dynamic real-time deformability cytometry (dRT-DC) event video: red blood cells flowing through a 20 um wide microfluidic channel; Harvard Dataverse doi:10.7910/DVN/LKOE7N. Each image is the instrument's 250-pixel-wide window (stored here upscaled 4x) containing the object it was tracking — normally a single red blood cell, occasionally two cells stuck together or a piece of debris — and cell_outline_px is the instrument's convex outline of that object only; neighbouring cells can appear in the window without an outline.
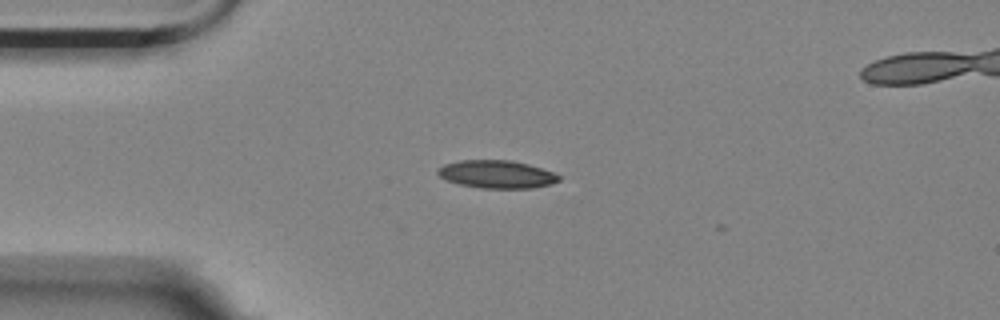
{"species": "Egyptian fruit bat (a non-hibernating species)", "species_latin": "Rousettus aegyptiacus", "temperature_condition": "room temperature", "stored_images_in_passage": 4, "camera_frame_rate_fps": 3000, "um_per_image_px": 0.085, "animal": {"sex": "female"}, "frame": {"image": 1, "passage_image": 3, "time_ms": 0.667, "image_size_px": [1000, 320], "cell_outline_px": [[560, 180], [552, 184], [532, 188], [480, 188], [460, 184], [448, 180], [440, 176], [436, 172], [436, 168], [444, 164], [460, 160], [512, 160], [528, 164], [552, 172], [560, 176]], "centroid_in_image_um": [42.21, 14.81], "position_along_channel_um": 42.8, "area_um2": 19.65}}